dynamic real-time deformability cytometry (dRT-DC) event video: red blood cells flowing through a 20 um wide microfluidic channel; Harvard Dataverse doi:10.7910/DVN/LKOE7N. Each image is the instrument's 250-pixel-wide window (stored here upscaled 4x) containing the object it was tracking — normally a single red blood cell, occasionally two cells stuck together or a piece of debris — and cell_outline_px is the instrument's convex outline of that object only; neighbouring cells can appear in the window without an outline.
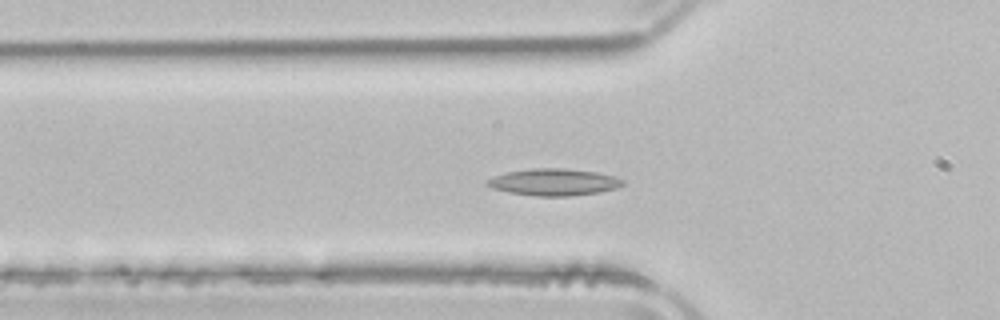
{"species": "common noctule bat (a hibernating species)", "species_latin": "Nyctalus noctula", "temperature_condition": "room temperature", "stored_images_in_passage": 41, "camera_frame_rate_fps": 3000, "um_per_image_px": 0.085, "animal": {"sex": "male", "body_mass_g": 21.5, "forearm_length_mm": 52.0}, "frame": {"image": 1, "passage_image": 16, "time_ms": 5.0, "image_size_px": [1000, 320], "cell_outline_px": [[624, 184], [616, 188], [600, 192], [568, 196], [536, 196], [508, 192], [492, 188], [484, 184], [484, 180], [492, 176], [508, 172], [532, 168], [564, 168], [596, 172], [612, 176], [624, 180]], "centroid_in_image_um": [47.02, 15.48], "position_along_channel_um": 78.8, "area_um2": 21.27}}
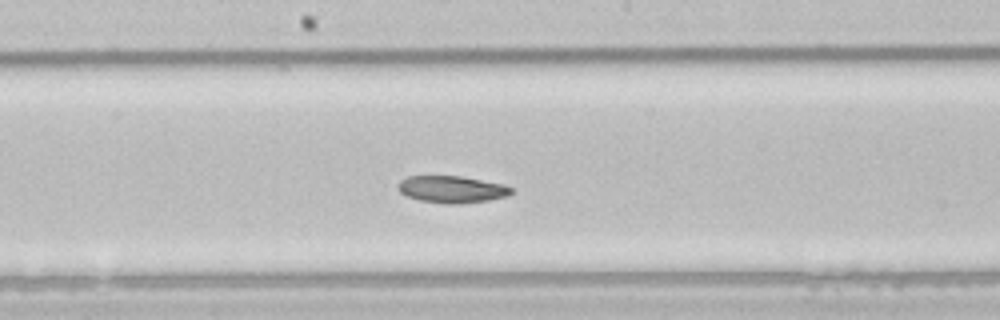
{"frame": {"image": 2, "passage_image": 26, "time_ms": 8.333, "image_size_px": [1000, 320], "cell_outline_px": [[512, 192], [508, 196], [488, 200], [460, 204], [448, 204], [420, 200], [408, 196], [400, 192], [396, 184], [400, 180], [408, 176], [460, 176], [504, 184], [512, 188]], "centroid_in_image_um": [38.4, 16.09], "position_along_channel_um": 209.8, "area_um2": 17.8}}
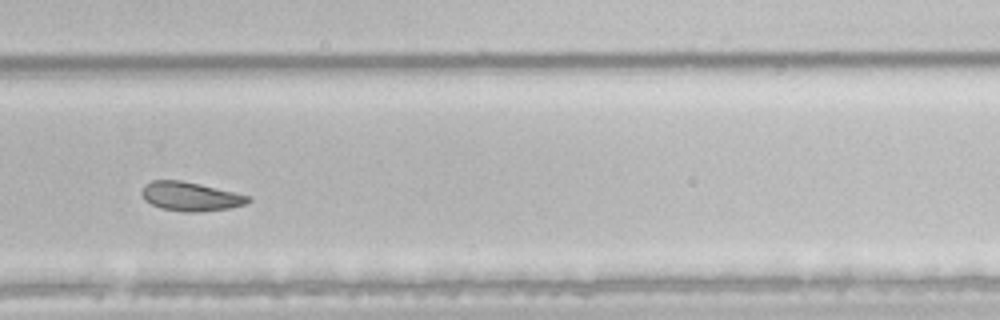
{"frame": {"image": 3, "passage_image": 34, "time_ms": 11.0, "image_size_px": [1000, 320], "cell_outline_px": [[252, 200], [244, 204], [228, 208], [196, 212], [184, 212], [160, 208], [144, 200], [140, 192], [144, 184], [152, 180], [180, 180], [200, 184], [252, 196]], "centroid_in_image_um": [16.17, 16.69], "position_along_channel_um": 313.6, "area_um2": 18.03}}